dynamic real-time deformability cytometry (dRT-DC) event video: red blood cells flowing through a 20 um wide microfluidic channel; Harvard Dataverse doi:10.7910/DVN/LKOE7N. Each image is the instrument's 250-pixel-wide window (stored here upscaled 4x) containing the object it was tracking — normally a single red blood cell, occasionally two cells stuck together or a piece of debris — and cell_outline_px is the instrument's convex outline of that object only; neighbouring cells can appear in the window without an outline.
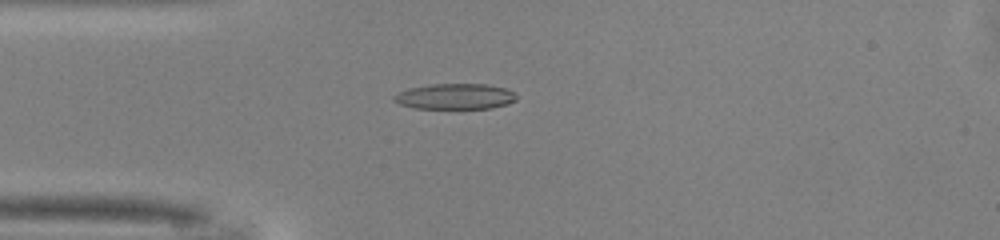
{"species": "common noctule bat (a hibernating species)", "species_latin": "Nyctalus noctula", "temperature_condition": "warm", "stored_images_in_passage": 49, "camera_frame_rate_fps": 3000, "um_per_image_px": 0.085, "animal": {"sex": "male", "body_mass_g": 13.0, "forearm_length_mm": 53.1}, "frame": {"image": 1, "passage_image": 13, "time_ms": 4.0, "image_size_px": [1000, 240], "cell_outline_px": [[516, 100], [508, 104], [492, 108], [412, 108], [400, 104], [392, 100], [392, 96], [408, 88], [432, 84], [488, 84], [504, 88], [512, 92], [516, 96]], "centroid_in_image_um": [38.66, 8.2], "position_along_channel_um": 46.3, "area_um2": 18.26}}
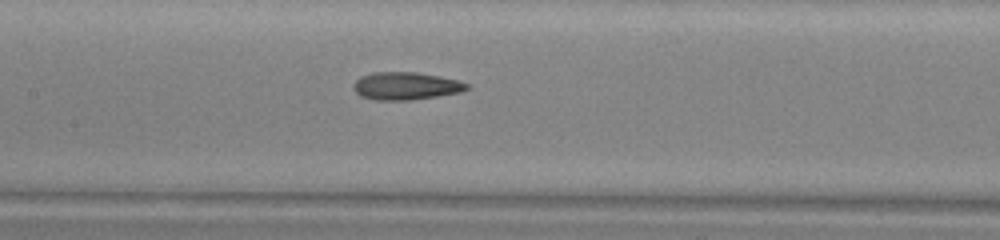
{"frame": {"image": 2, "passage_image": 23, "time_ms": 7.333, "image_size_px": [1000, 240], "cell_outline_px": [[468, 88], [460, 92], [436, 96], [408, 100], [376, 100], [360, 96], [352, 88], [352, 84], [360, 76], [372, 72], [416, 72], [440, 76], [460, 80], [468, 84]], "centroid_in_image_um": [34.46, 7.29], "position_along_channel_um": 172.9, "area_um2": 18.32}}
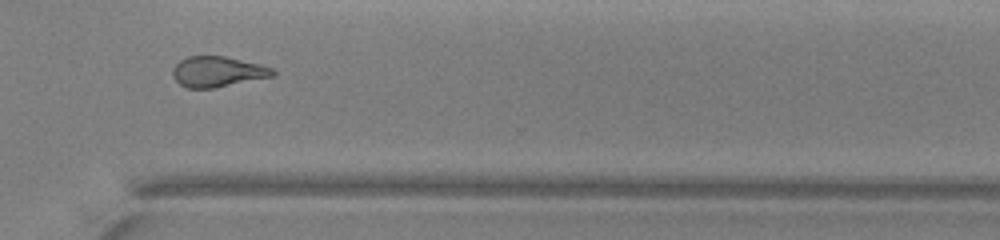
{"frame": {"image": 3, "passage_image": 36, "time_ms": 11.667, "image_size_px": [1000, 240], "cell_outline_px": [[276, 76], [216, 88], [188, 88], [180, 84], [172, 76], [172, 68], [180, 60], [188, 56], [224, 56], [260, 64], [272, 68], [276, 72]], "centroid_in_image_um": [18.52, 6.1], "position_along_channel_um": 352.1, "area_um2": 17.98}, "authors_computed_cell_mechanics": {"area_um2": 18.2648, "velocity_mm_per_s": 4.1459, "shape_relaxation_time_tau1_ms": 6.7293, "shape_relaxation_time_tau2_ms": 2.6305, "deformation_change_tau1": 0.2087, "deformation_change_tau2": 0.1277}}